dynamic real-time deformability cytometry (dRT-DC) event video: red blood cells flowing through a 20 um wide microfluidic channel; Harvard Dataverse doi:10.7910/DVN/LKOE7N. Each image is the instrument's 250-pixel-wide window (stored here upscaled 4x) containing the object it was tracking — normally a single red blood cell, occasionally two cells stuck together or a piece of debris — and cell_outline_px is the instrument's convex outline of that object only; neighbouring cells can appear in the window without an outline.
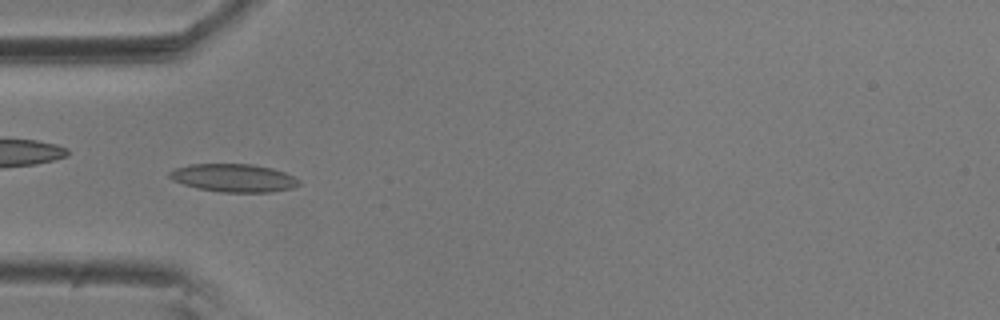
{"species": "common noctule bat (a hibernating species)", "species_latin": "Nyctalus noctula", "temperature_condition": "room temperature", "stored_images_in_passage": 54, "camera_frame_rate_fps": 3000, "um_per_image_px": 0.085, "animal": {"sex": "male", "body_mass_g": 20.5, "forearm_length_mm": 52.5}, "frame": {"image": 1, "passage_image": 16, "time_ms": 5.0, "image_size_px": [1000, 320], "cell_outline_px": [[300, 184], [292, 188], [268, 192], [220, 192], [200, 188], [184, 184], [172, 180], [168, 176], [168, 172], [176, 168], [188, 164], [252, 164], [272, 168], [284, 172], [300, 180]], "centroid_in_image_um": [19.85, 15.11], "position_along_channel_um": 65.1, "area_um2": 21.04}, "authors_computed_cell_mechanics": {"area_um2": 19.0162, "velocity_mm_per_s": 3.6164, "shape_relaxation_time_tau1_ms": 6.4287, "shape_relaxation_time_tau2_ms": 2.3769, "deformation_change_tau1": 0.1483, "deformation_change_tau2": 0.0897}}